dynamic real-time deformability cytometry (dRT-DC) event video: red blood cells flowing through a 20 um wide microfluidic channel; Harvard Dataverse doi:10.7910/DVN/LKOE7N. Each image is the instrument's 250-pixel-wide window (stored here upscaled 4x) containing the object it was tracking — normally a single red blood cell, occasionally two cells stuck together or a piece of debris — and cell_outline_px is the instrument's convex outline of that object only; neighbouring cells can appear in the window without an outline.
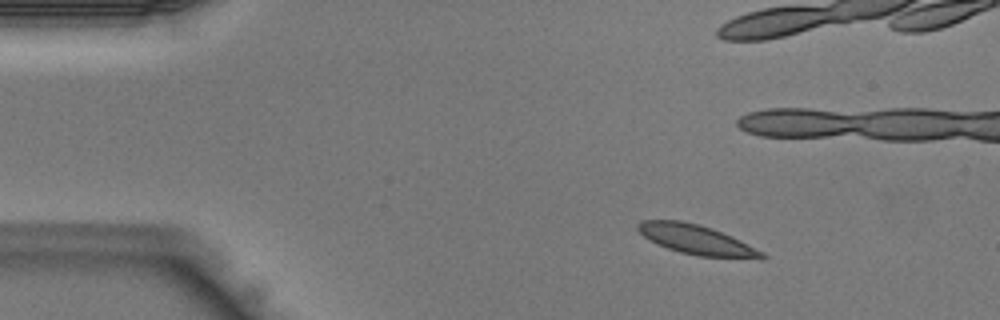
{"species": "Egyptian fruit bat (a non-hibernating species)", "species_latin": "Rousettus aegyptiacus", "temperature_condition": "warm", "stored_images_in_passage": 38, "camera_frame_rate_fps": 3000, "um_per_image_px": 0.085, "animal": {"sex": "male"}, "frame": {"image": 1, "passage_image": 1, "time_ms": 0.0, "image_size_px": [1000, 320], "cell_outline_px": [[768, 256], [764, 260], [760, 260], [696, 256], [680, 252], [668, 248], [648, 240], [636, 228], [636, 224], [640, 220], [680, 220], [700, 224], [712, 228], [732, 236], [764, 252]], "centroid_in_image_um": [59.27, 20.39], "position_along_channel_um": 25.7, "area_um2": 21.91}}